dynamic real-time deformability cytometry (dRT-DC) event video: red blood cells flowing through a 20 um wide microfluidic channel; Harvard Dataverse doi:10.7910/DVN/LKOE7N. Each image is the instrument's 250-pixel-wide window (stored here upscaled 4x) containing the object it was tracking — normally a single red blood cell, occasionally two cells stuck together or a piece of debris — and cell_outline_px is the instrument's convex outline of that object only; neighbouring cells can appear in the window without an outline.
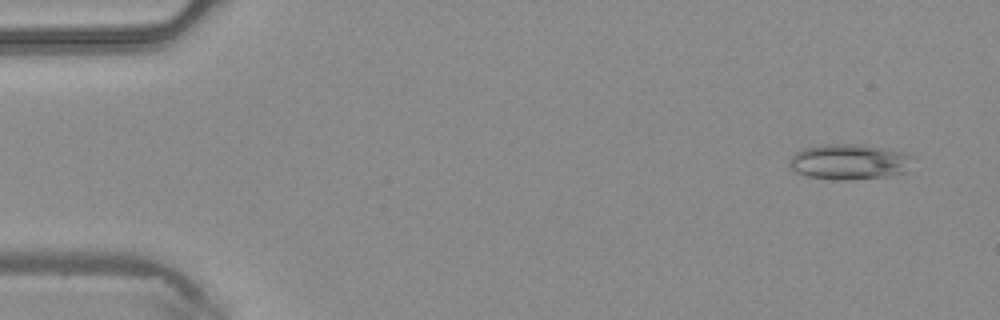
{"species": "common noctule bat (a hibernating species)", "species_latin": "Nyctalus noctula", "temperature_condition": "warm", "stored_images_in_passage": 45, "camera_frame_rate_fps": 3000, "um_per_image_px": 0.085, "animal": {"sex": "male", "body_mass_g": 20.4}, "frame": {"image": 1, "passage_image": 3, "time_ms": 0.667, "image_size_px": [1000, 320], "cell_outline_px": [[916, 156], [912, 172], [888, 176], [852, 180], [832, 180], [808, 176], [796, 172], [788, 164], [788, 160], [796, 152], [804, 148], [824, 144], [856, 144], [880, 148], [900, 152]], "centroid_in_image_um": [72.27, 13.78], "position_along_channel_um": 12.7, "area_um2": 26.01}}
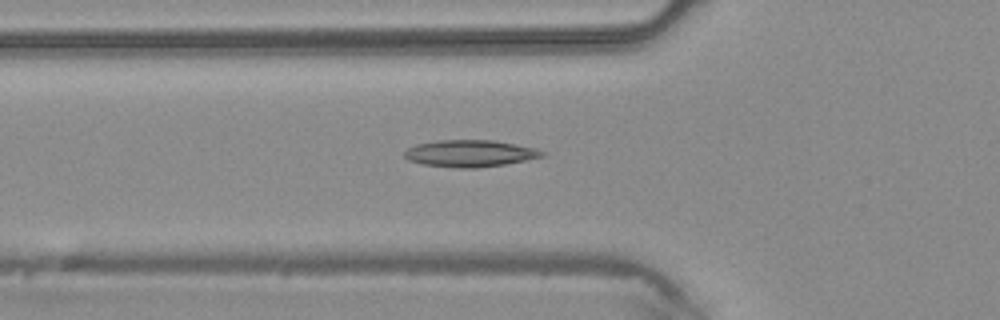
{"frame": {"image": 2, "passage_image": 16, "time_ms": 5.0, "image_size_px": [1000, 320], "cell_outline_px": [[544, 156], [504, 164], [476, 168], [460, 168], [424, 164], [408, 160], [404, 156], [404, 152], [408, 148], [416, 144], [440, 140], [492, 140], [536, 148], [544, 152]], "centroid_in_image_um": [39.93, 13.03], "position_along_channel_um": 85.9, "area_um2": 21.27}}
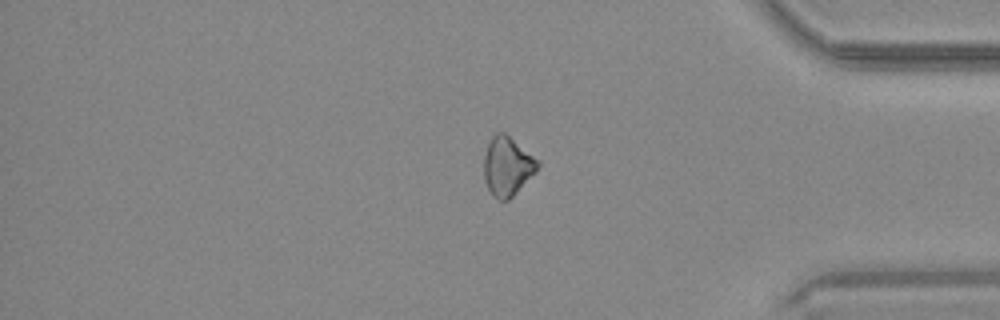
{"frame": {"image": 3, "passage_image": 38, "time_ms": 12.333, "image_size_px": [1000, 320], "cell_outline_px": [[540, 164], [536, 172], [508, 200], [500, 200], [492, 196], [484, 180], [484, 156], [488, 144], [492, 136], [496, 132], [504, 132], [540, 160]], "centroid_in_image_um": [43.13, 14.12], "position_along_channel_um": 392.1, "area_um2": 18.5}}